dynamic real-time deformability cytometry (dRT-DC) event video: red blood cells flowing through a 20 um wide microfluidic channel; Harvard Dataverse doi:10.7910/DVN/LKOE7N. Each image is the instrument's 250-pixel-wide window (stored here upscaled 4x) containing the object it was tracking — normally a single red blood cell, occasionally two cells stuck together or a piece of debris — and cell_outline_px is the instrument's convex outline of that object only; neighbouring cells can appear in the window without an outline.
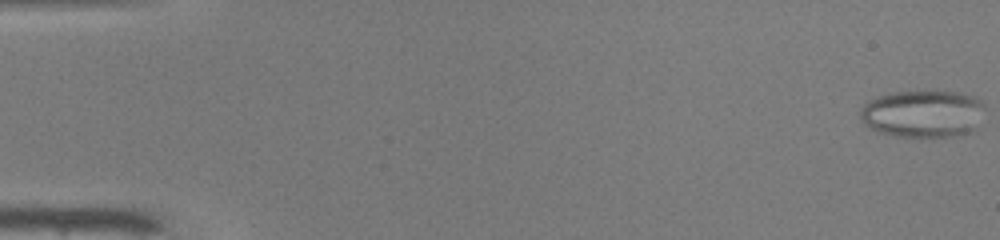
{"species": "common noctule bat (a hibernating species)", "species_latin": "Nyctalus noctula", "temperature_condition": "warm", "stored_images_in_passage": 50, "camera_frame_rate_fps": 3000, "um_per_image_px": 0.085, "animal": {"sex": "male", "body_mass_g": 19.0, "forearm_length_mm": 50.8}, "frame": {"image": 1, "passage_image": 1, "time_ms": 0.0, "image_size_px": [1000, 240], "cell_outline_px": [[984, 108], [976, 128], [968, 132], [956, 136], [896, 136], [876, 132], [864, 124], [860, 120], [860, 108], [864, 104], [880, 96], [896, 92], [956, 92], [972, 96], [980, 100], [984, 104]], "centroid_in_image_um": [78.42, 9.68], "position_along_channel_um": 6.6, "area_um2": 34.04}}
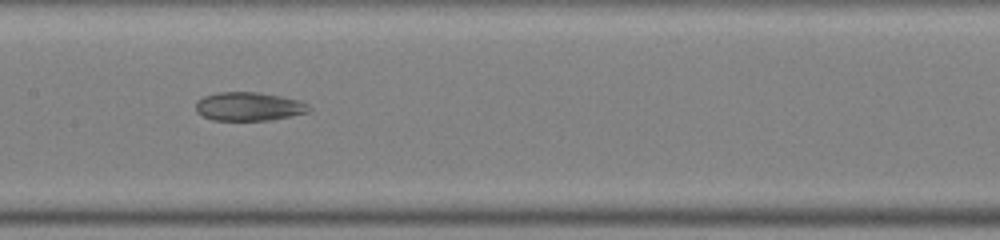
{"frame": {"image": 2, "passage_image": 26, "time_ms": 8.333, "image_size_px": [1000, 240], "cell_outline_px": [[312, 108], [308, 112], [272, 120], [212, 120], [196, 112], [196, 100], [204, 96], [220, 92], [260, 92], [300, 100], [308, 104]], "centroid_in_image_um": [21.16, 9.05], "position_along_channel_um": 186.2, "area_um2": 18.96}}
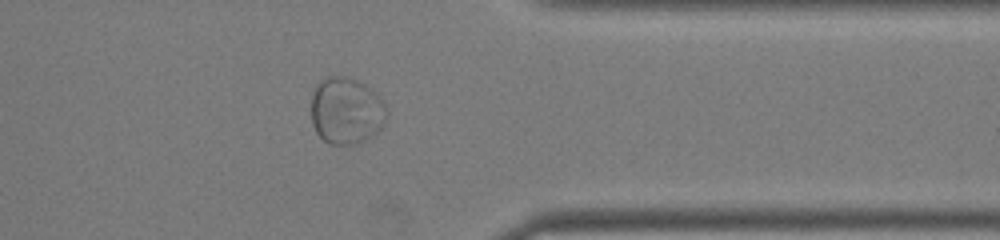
{"frame": {"image": 3, "passage_image": 41, "time_ms": 13.333, "image_size_px": [1000, 240], "cell_outline_px": [[388, 116], [380, 128], [372, 136], [356, 144], [328, 144], [316, 132], [312, 124], [312, 96], [316, 84], [320, 80], [328, 76], [344, 76], [356, 80], [364, 84], [380, 96], [384, 100], [388, 112]], "centroid_in_image_um": [29.44, 9.41], "position_along_channel_um": 382.0, "area_um2": 29.59}}